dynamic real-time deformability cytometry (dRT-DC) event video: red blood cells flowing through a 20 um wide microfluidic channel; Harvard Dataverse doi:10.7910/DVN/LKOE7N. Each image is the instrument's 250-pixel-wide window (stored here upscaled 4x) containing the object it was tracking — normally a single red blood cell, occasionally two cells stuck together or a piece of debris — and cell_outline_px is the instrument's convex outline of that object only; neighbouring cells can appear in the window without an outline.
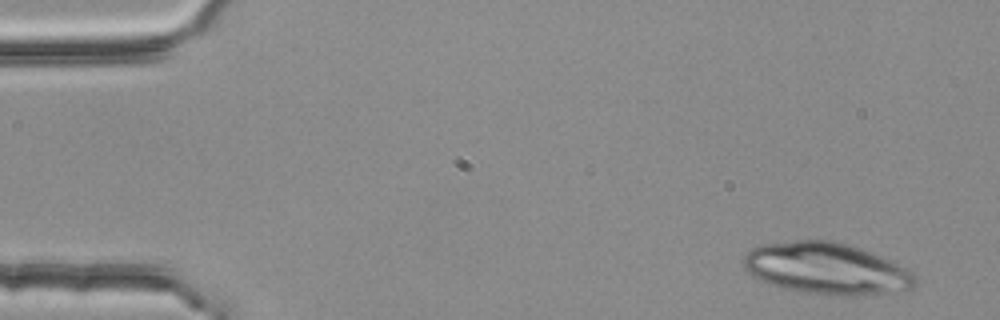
{"species": "common noctule bat (a hibernating species)", "species_latin": "Nyctalus noctula", "temperature_condition": "room temperature", "stored_images_in_passage": 5, "camera_frame_rate_fps": 3000, "um_per_image_px": 0.085, "animal": {"sex": "female", "body_mass_g": 25.1}, "frame": {"image": 1, "passage_image": 1, "time_ms": 0.0, "image_size_px": [1000, 320], "cell_outline_px": [[916, 284], [912, 288], [872, 296], [844, 296], [800, 292], [768, 284], [752, 276], [744, 268], [744, 256], [752, 248], [764, 244], [796, 240], [832, 240], [880, 256], [908, 268], [916, 276]], "centroid_in_image_um": [70.26, 22.85], "position_along_channel_um": 14.7, "area_um2": 51.67}}